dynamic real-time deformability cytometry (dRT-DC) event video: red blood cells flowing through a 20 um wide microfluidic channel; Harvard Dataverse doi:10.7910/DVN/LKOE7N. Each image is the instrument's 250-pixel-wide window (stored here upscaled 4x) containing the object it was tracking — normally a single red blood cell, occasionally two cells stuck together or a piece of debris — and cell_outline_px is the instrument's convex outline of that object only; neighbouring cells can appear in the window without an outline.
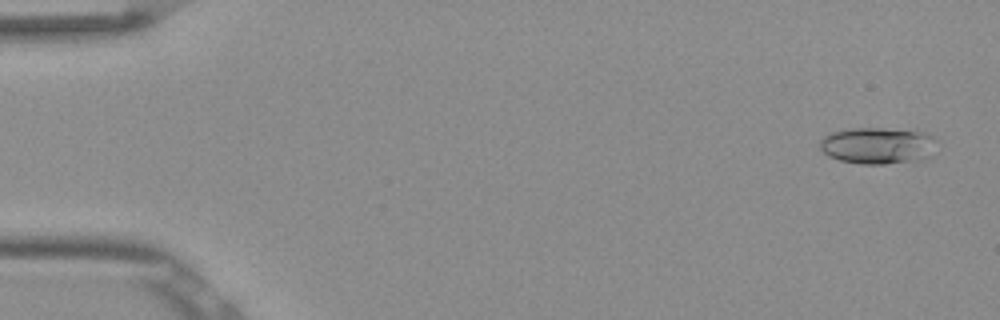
{"species": "Egyptian fruit bat (a non-hibernating species)", "species_latin": "Rousettus aegyptiacus", "temperature_condition": "room temperature", "stored_images_in_passage": 53, "camera_frame_rate_fps": 3000, "um_per_image_px": 0.085, "frame": {"image": 1, "passage_image": 3, "time_ms": 0.667, "image_size_px": [1000, 320], "cell_outline_px": [[936, 140], [932, 156], [920, 160], [884, 164], [860, 164], [840, 160], [828, 156], [820, 148], [820, 140], [828, 132], [856, 128], [916, 128], [932, 136]], "centroid_in_image_um": [74.65, 12.35], "position_along_channel_um": 10.3, "area_um2": 25.55}}
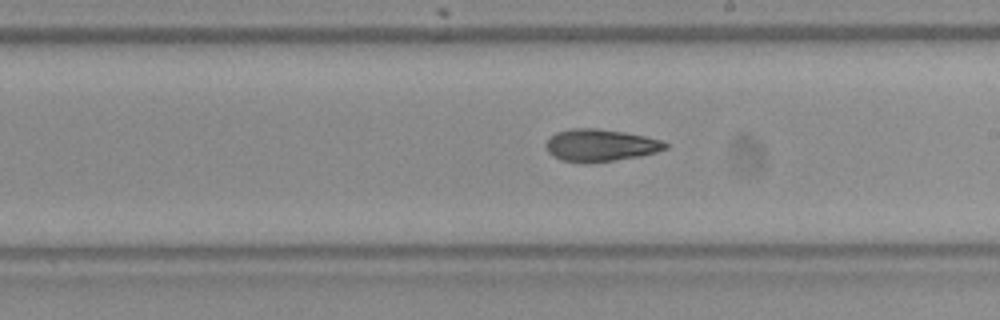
{"frame": {"image": 2, "passage_image": 31, "time_ms": 10.0, "image_size_px": [1000, 320], "cell_outline_px": [[668, 148], [656, 152], [640, 156], [612, 160], [560, 160], [552, 156], [548, 152], [544, 144], [556, 132], [568, 128], [596, 128], [624, 132], [644, 136], [660, 140], [668, 144]], "centroid_in_image_um": [51.03, 12.31], "position_along_channel_um": 238.0, "area_um2": 21.79}}
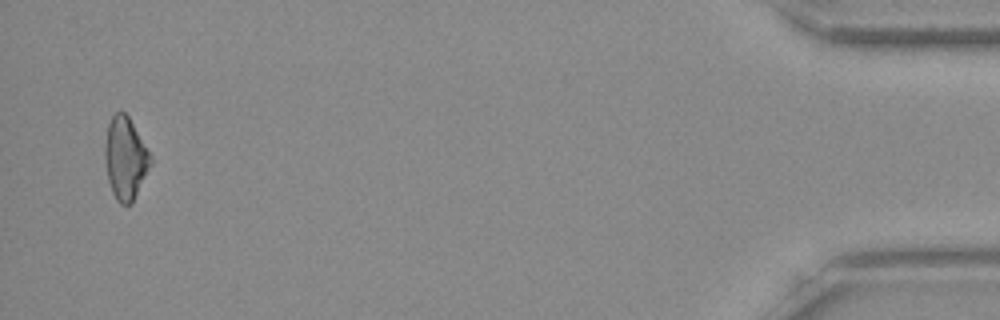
{"frame": {"image": 3, "passage_image": 52, "time_ms": 17.0, "image_size_px": [1000, 320], "cell_outline_px": [[152, 164], [132, 204], [120, 204], [116, 200], [112, 192], [108, 180], [104, 160], [104, 144], [108, 124], [112, 116], [116, 112], [124, 112], [128, 116], [148, 152], [152, 160]], "centroid_in_image_um": [10.63, 13.5], "position_along_channel_um": 424.6, "area_um2": 21.79}, "authors_computed_cell_mechanics": {"area_um2": 22.3108, "velocity_mm_per_s": 3.861, "shape_relaxation_time_tau1_ms": 4.9661, "shape_relaxation_time_tau2_ms": 4.0553, "deformation_change_tau1": 0.1494, "deformation_change_tau2": 0.1176}}